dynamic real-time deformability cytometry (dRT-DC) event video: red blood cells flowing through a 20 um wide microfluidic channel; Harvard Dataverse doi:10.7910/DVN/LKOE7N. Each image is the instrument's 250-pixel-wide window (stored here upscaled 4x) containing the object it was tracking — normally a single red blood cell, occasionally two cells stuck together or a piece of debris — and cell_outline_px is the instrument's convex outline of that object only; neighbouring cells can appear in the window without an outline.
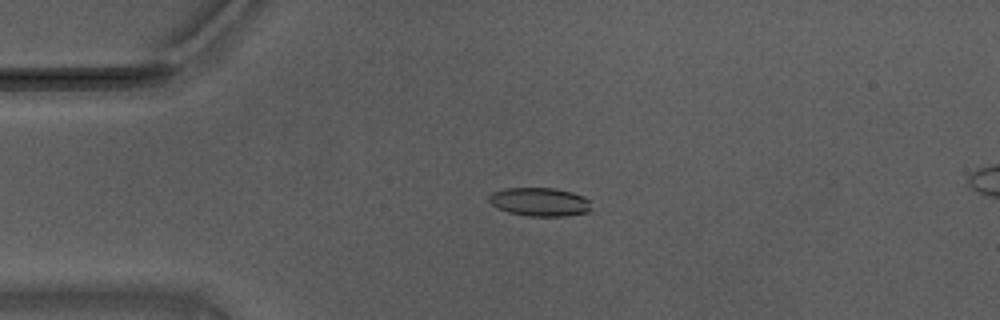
{"species": "Egyptian fruit bat (a non-hibernating species)", "species_latin": "Rousettus aegyptiacus", "temperature_condition": "warm", "stored_images_in_passage": 55, "camera_frame_rate_fps": 3000, "um_per_image_px": 0.085, "animal": {"sex": "male"}, "frame": {"image": 1, "passage_image": 12, "time_ms": 3.667, "image_size_px": [1000, 320], "cell_outline_px": [[588, 212], [564, 216], [528, 216], [508, 212], [496, 208], [488, 200], [488, 196], [492, 192], [504, 188], [552, 188], [572, 192], [584, 196], [588, 200]], "centroid_in_image_um": [45.81, 17.15], "position_along_channel_um": 39.2, "area_um2": 16.94}}
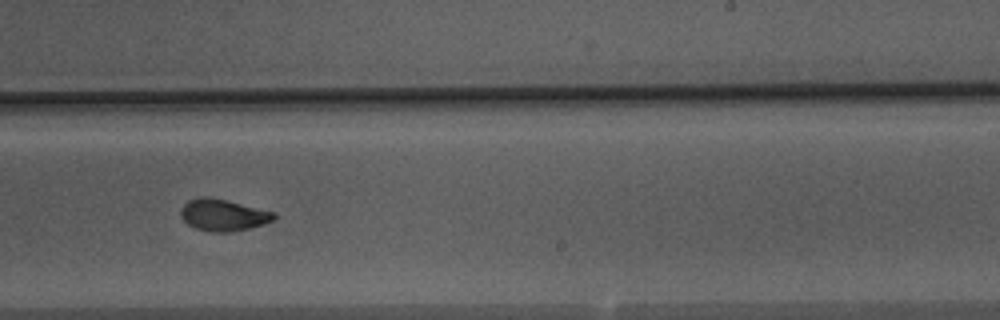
{"frame": {"image": 2, "passage_image": 33, "time_ms": 10.667, "image_size_px": [1000, 320], "cell_outline_px": [[276, 216], [272, 220], [264, 224], [248, 228], [228, 232], [208, 232], [196, 228], [188, 224], [180, 216], [180, 208], [188, 200], [204, 196], [208, 196], [276, 212]], "centroid_in_image_um": [18.94, 18.27], "position_along_channel_um": 270.1, "area_um2": 17.17}}
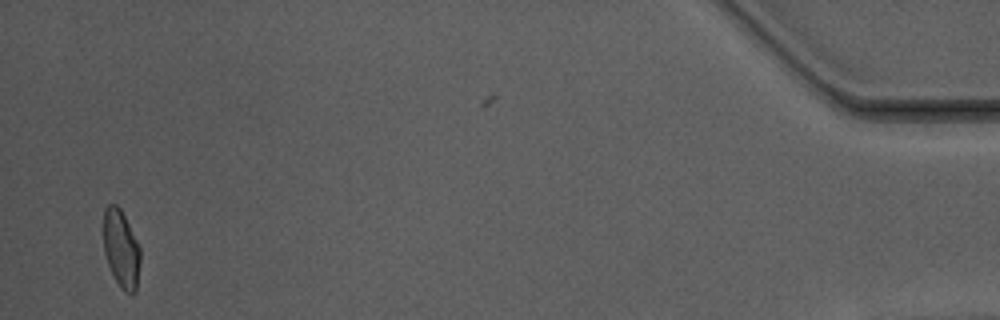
{"frame": {"image": 3, "passage_image": 53, "time_ms": 17.333, "image_size_px": [1000, 320], "cell_outline_px": [[140, 264], [136, 292], [124, 292], [120, 288], [108, 264], [104, 252], [100, 228], [104, 208], [108, 204], [116, 204], [120, 208], [140, 248]], "centroid_in_image_um": [10.24, 21.1], "position_along_channel_um": 425.0, "area_um2": 17.11}, "authors_computed_cell_mechanics": {"area_um2": 17.2822, "velocity_mm_per_s": 3.7161, "shape_relaxation_time_tau1_ms": 6.73, "shape_relaxation_time_tau2_ms": 1.5184, "deformation_change_tau1": 0.1904, "deformation_change_tau2": 0.0661}}